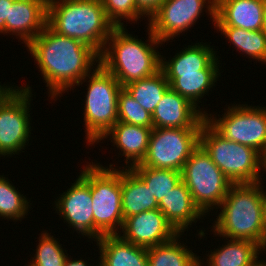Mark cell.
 <instances>
[{
	"mask_svg": "<svg viewBox=\"0 0 266 266\" xmlns=\"http://www.w3.org/2000/svg\"><path fill=\"white\" fill-rule=\"evenodd\" d=\"M27 47L52 99L75 88L73 86L83 80L96 63H100V56L93 48L55 32L48 24Z\"/></svg>",
	"mask_w": 266,
	"mask_h": 266,
	"instance_id": "6da1fadb",
	"label": "cell"
},
{
	"mask_svg": "<svg viewBox=\"0 0 266 266\" xmlns=\"http://www.w3.org/2000/svg\"><path fill=\"white\" fill-rule=\"evenodd\" d=\"M115 27L102 51L100 64L110 72L122 87L150 77L160 70L161 54L156 48L163 43L148 27V42L135 38L125 30ZM161 44V45H160ZM155 48V49H154Z\"/></svg>",
	"mask_w": 266,
	"mask_h": 266,
	"instance_id": "7a4b0ae2",
	"label": "cell"
},
{
	"mask_svg": "<svg viewBox=\"0 0 266 266\" xmlns=\"http://www.w3.org/2000/svg\"><path fill=\"white\" fill-rule=\"evenodd\" d=\"M218 208L221 211L212 227L216 236L256 242L266 251L261 181L232 184Z\"/></svg>",
	"mask_w": 266,
	"mask_h": 266,
	"instance_id": "3957f363",
	"label": "cell"
},
{
	"mask_svg": "<svg viewBox=\"0 0 266 266\" xmlns=\"http://www.w3.org/2000/svg\"><path fill=\"white\" fill-rule=\"evenodd\" d=\"M47 24L55 32L89 45L99 55L115 28L101 0H48Z\"/></svg>",
	"mask_w": 266,
	"mask_h": 266,
	"instance_id": "277c9868",
	"label": "cell"
},
{
	"mask_svg": "<svg viewBox=\"0 0 266 266\" xmlns=\"http://www.w3.org/2000/svg\"><path fill=\"white\" fill-rule=\"evenodd\" d=\"M94 68L76 85L88 82L83 115L89 146L98 142L118 122V93L122 88L100 63Z\"/></svg>",
	"mask_w": 266,
	"mask_h": 266,
	"instance_id": "5b68a950",
	"label": "cell"
},
{
	"mask_svg": "<svg viewBox=\"0 0 266 266\" xmlns=\"http://www.w3.org/2000/svg\"><path fill=\"white\" fill-rule=\"evenodd\" d=\"M199 145L232 184L262 181V155L251 147L225 139L206 120L200 131Z\"/></svg>",
	"mask_w": 266,
	"mask_h": 266,
	"instance_id": "8992f818",
	"label": "cell"
},
{
	"mask_svg": "<svg viewBox=\"0 0 266 266\" xmlns=\"http://www.w3.org/2000/svg\"><path fill=\"white\" fill-rule=\"evenodd\" d=\"M112 166L110 164L108 168L99 163L91 164L93 239L96 241L103 235H119L124 223L121 170Z\"/></svg>",
	"mask_w": 266,
	"mask_h": 266,
	"instance_id": "52a82bcc",
	"label": "cell"
},
{
	"mask_svg": "<svg viewBox=\"0 0 266 266\" xmlns=\"http://www.w3.org/2000/svg\"><path fill=\"white\" fill-rule=\"evenodd\" d=\"M181 180L205 217L210 210L215 207L218 209L232 185L200 145L191 153L183 166Z\"/></svg>",
	"mask_w": 266,
	"mask_h": 266,
	"instance_id": "ba28073f",
	"label": "cell"
},
{
	"mask_svg": "<svg viewBox=\"0 0 266 266\" xmlns=\"http://www.w3.org/2000/svg\"><path fill=\"white\" fill-rule=\"evenodd\" d=\"M201 128H152L142 166L181 172L199 146Z\"/></svg>",
	"mask_w": 266,
	"mask_h": 266,
	"instance_id": "9c48e42d",
	"label": "cell"
},
{
	"mask_svg": "<svg viewBox=\"0 0 266 266\" xmlns=\"http://www.w3.org/2000/svg\"><path fill=\"white\" fill-rule=\"evenodd\" d=\"M225 111L218 119L207 113L206 121L225 139L251 147L262 155L266 150V107L239 103L228 105Z\"/></svg>",
	"mask_w": 266,
	"mask_h": 266,
	"instance_id": "30bf717a",
	"label": "cell"
},
{
	"mask_svg": "<svg viewBox=\"0 0 266 266\" xmlns=\"http://www.w3.org/2000/svg\"><path fill=\"white\" fill-rule=\"evenodd\" d=\"M17 88V89H16ZM30 86H15L0 101V156L19 154L29 143L31 134ZM13 154V155H12Z\"/></svg>",
	"mask_w": 266,
	"mask_h": 266,
	"instance_id": "8fae6325",
	"label": "cell"
},
{
	"mask_svg": "<svg viewBox=\"0 0 266 266\" xmlns=\"http://www.w3.org/2000/svg\"><path fill=\"white\" fill-rule=\"evenodd\" d=\"M215 1L165 0L148 20V27L162 43L170 39L173 40L174 36L180 35V33L189 30L194 23L196 24L205 6L208 15L215 22Z\"/></svg>",
	"mask_w": 266,
	"mask_h": 266,
	"instance_id": "7c38bea8",
	"label": "cell"
},
{
	"mask_svg": "<svg viewBox=\"0 0 266 266\" xmlns=\"http://www.w3.org/2000/svg\"><path fill=\"white\" fill-rule=\"evenodd\" d=\"M81 171L71 187L54 201L55 208L70 228L93 240L91 162Z\"/></svg>",
	"mask_w": 266,
	"mask_h": 266,
	"instance_id": "4fadbf2b",
	"label": "cell"
},
{
	"mask_svg": "<svg viewBox=\"0 0 266 266\" xmlns=\"http://www.w3.org/2000/svg\"><path fill=\"white\" fill-rule=\"evenodd\" d=\"M122 236L126 242L150 248L173 240L179 233L159 209L144 211L124 220Z\"/></svg>",
	"mask_w": 266,
	"mask_h": 266,
	"instance_id": "5bb4252c",
	"label": "cell"
},
{
	"mask_svg": "<svg viewBox=\"0 0 266 266\" xmlns=\"http://www.w3.org/2000/svg\"><path fill=\"white\" fill-rule=\"evenodd\" d=\"M48 0H15L0 33L19 36L27 46L47 24Z\"/></svg>",
	"mask_w": 266,
	"mask_h": 266,
	"instance_id": "9a60e30c",
	"label": "cell"
},
{
	"mask_svg": "<svg viewBox=\"0 0 266 266\" xmlns=\"http://www.w3.org/2000/svg\"><path fill=\"white\" fill-rule=\"evenodd\" d=\"M206 114L170 88L152 113L153 128H202Z\"/></svg>",
	"mask_w": 266,
	"mask_h": 266,
	"instance_id": "2e32d148",
	"label": "cell"
},
{
	"mask_svg": "<svg viewBox=\"0 0 266 266\" xmlns=\"http://www.w3.org/2000/svg\"><path fill=\"white\" fill-rule=\"evenodd\" d=\"M214 27L262 30V0H216Z\"/></svg>",
	"mask_w": 266,
	"mask_h": 266,
	"instance_id": "e0dca14e",
	"label": "cell"
},
{
	"mask_svg": "<svg viewBox=\"0 0 266 266\" xmlns=\"http://www.w3.org/2000/svg\"><path fill=\"white\" fill-rule=\"evenodd\" d=\"M152 128L153 127L130 125L118 121L97 143L110 136L109 140L123 153L119 155L124 156V158L126 157L125 164L127 165L125 168H127V166L131 168L141 163L145 158Z\"/></svg>",
	"mask_w": 266,
	"mask_h": 266,
	"instance_id": "ac0fdd59",
	"label": "cell"
},
{
	"mask_svg": "<svg viewBox=\"0 0 266 266\" xmlns=\"http://www.w3.org/2000/svg\"><path fill=\"white\" fill-rule=\"evenodd\" d=\"M158 209L179 234H183L189 225L205 216L193 202L183 181L158 203Z\"/></svg>",
	"mask_w": 266,
	"mask_h": 266,
	"instance_id": "d6986e66",
	"label": "cell"
},
{
	"mask_svg": "<svg viewBox=\"0 0 266 266\" xmlns=\"http://www.w3.org/2000/svg\"><path fill=\"white\" fill-rule=\"evenodd\" d=\"M217 56L199 73H179V77H166L170 84V88L182 97L188 99L194 106L198 107V103L203 96L211 91V87L215 86L220 75L219 63ZM219 64V65H218Z\"/></svg>",
	"mask_w": 266,
	"mask_h": 266,
	"instance_id": "ffe728a7",
	"label": "cell"
},
{
	"mask_svg": "<svg viewBox=\"0 0 266 266\" xmlns=\"http://www.w3.org/2000/svg\"><path fill=\"white\" fill-rule=\"evenodd\" d=\"M96 242L100 266H148L147 249L126 242L119 235H103Z\"/></svg>",
	"mask_w": 266,
	"mask_h": 266,
	"instance_id": "44dd1931",
	"label": "cell"
},
{
	"mask_svg": "<svg viewBox=\"0 0 266 266\" xmlns=\"http://www.w3.org/2000/svg\"><path fill=\"white\" fill-rule=\"evenodd\" d=\"M121 197L124 220L144 211L158 209L155 196L145 182L128 167L121 169Z\"/></svg>",
	"mask_w": 266,
	"mask_h": 266,
	"instance_id": "7402d4cb",
	"label": "cell"
},
{
	"mask_svg": "<svg viewBox=\"0 0 266 266\" xmlns=\"http://www.w3.org/2000/svg\"><path fill=\"white\" fill-rule=\"evenodd\" d=\"M228 240L225 245L210 251L207 266H261L264 260H258L260 252L265 250L256 242L238 239ZM200 260V266L204 265Z\"/></svg>",
	"mask_w": 266,
	"mask_h": 266,
	"instance_id": "603a6c76",
	"label": "cell"
},
{
	"mask_svg": "<svg viewBox=\"0 0 266 266\" xmlns=\"http://www.w3.org/2000/svg\"><path fill=\"white\" fill-rule=\"evenodd\" d=\"M205 44L188 45L171 60L164 59L162 55L160 69L166 77H179V73H199L216 57L214 48Z\"/></svg>",
	"mask_w": 266,
	"mask_h": 266,
	"instance_id": "cb8c5ba5",
	"label": "cell"
},
{
	"mask_svg": "<svg viewBox=\"0 0 266 266\" xmlns=\"http://www.w3.org/2000/svg\"><path fill=\"white\" fill-rule=\"evenodd\" d=\"M180 235L183 234L167 243L148 248V266H200L199 256L180 243Z\"/></svg>",
	"mask_w": 266,
	"mask_h": 266,
	"instance_id": "d4e9b609",
	"label": "cell"
},
{
	"mask_svg": "<svg viewBox=\"0 0 266 266\" xmlns=\"http://www.w3.org/2000/svg\"><path fill=\"white\" fill-rule=\"evenodd\" d=\"M124 88L152 115L163 95L170 89V84L160 69L154 75L131 82Z\"/></svg>",
	"mask_w": 266,
	"mask_h": 266,
	"instance_id": "484cf974",
	"label": "cell"
},
{
	"mask_svg": "<svg viewBox=\"0 0 266 266\" xmlns=\"http://www.w3.org/2000/svg\"><path fill=\"white\" fill-rule=\"evenodd\" d=\"M232 43L237 51L244 52L256 62L266 64V34L263 30H246L237 27H215ZM237 47V48H236Z\"/></svg>",
	"mask_w": 266,
	"mask_h": 266,
	"instance_id": "4316f807",
	"label": "cell"
},
{
	"mask_svg": "<svg viewBox=\"0 0 266 266\" xmlns=\"http://www.w3.org/2000/svg\"><path fill=\"white\" fill-rule=\"evenodd\" d=\"M131 169L145 182L158 203L182 181L181 172L175 170L157 169L140 163Z\"/></svg>",
	"mask_w": 266,
	"mask_h": 266,
	"instance_id": "83f0119b",
	"label": "cell"
},
{
	"mask_svg": "<svg viewBox=\"0 0 266 266\" xmlns=\"http://www.w3.org/2000/svg\"><path fill=\"white\" fill-rule=\"evenodd\" d=\"M7 179L0 175V217L21 221L25 215H28L30 201Z\"/></svg>",
	"mask_w": 266,
	"mask_h": 266,
	"instance_id": "f1b7e54d",
	"label": "cell"
},
{
	"mask_svg": "<svg viewBox=\"0 0 266 266\" xmlns=\"http://www.w3.org/2000/svg\"><path fill=\"white\" fill-rule=\"evenodd\" d=\"M43 232L41 237L39 236L36 254L27 266H64L68 257L67 251L64 252L62 244H59L54 236L49 235L48 231Z\"/></svg>",
	"mask_w": 266,
	"mask_h": 266,
	"instance_id": "f546056e",
	"label": "cell"
},
{
	"mask_svg": "<svg viewBox=\"0 0 266 266\" xmlns=\"http://www.w3.org/2000/svg\"><path fill=\"white\" fill-rule=\"evenodd\" d=\"M118 121L130 125L153 127L152 115L122 87L118 93Z\"/></svg>",
	"mask_w": 266,
	"mask_h": 266,
	"instance_id": "4dcf8cb0",
	"label": "cell"
},
{
	"mask_svg": "<svg viewBox=\"0 0 266 266\" xmlns=\"http://www.w3.org/2000/svg\"><path fill=\"white\" fill-rule=\"evenodd\" d=\"M107 19L114 27H124L123 19L136 21L144 15L136 8L135 0H101Z\"/></svg>",
	"mask_w": 266,
	"mask_h": 266,
	"instance_id": "1f68e13d",
	"label": "cell"
},
{
	"mask_svg": "<svg viewBox=\"0 0 266 266\" xmlns=\"http://www.w3.org/2000/svg\"><path fill=\"white\" fill-rule=\"evenodd\" d=\"M165 0H135L136 8L149 20Z\"/></svg>",
	"mask_w": 266,
	"mask_h": 266,
	"instance_id": "d6a6232c",
	"label": "cell"
},
{
	"mask_svg": "<svg viewBox=\"0 0 266 266\" xmlns=\"http://www.w3.org/2000/svg\"><path fill=\"white\" fill-rule=\"evenodd\" d=\"M14 2L15 0H0V28L9 20V5Z\"/></svg>",
	"mask_w": 266,
	"mask_h": 266,
	"instance_id": "836d02e7",
	"label": "cell"
},
{
	"mask_svg": "<svg viewBox=\"0 0 266 266\" xmlns=\"http://www.w3.org/2000/svg\"><path fill=\"white\" fill-rule=\"evenodd\" d=\"M64 266H91V265H87V262L84 261L82 258L81 259H76V260H71L70 256L67 257V259L65 260Z\"/></svg>",
	"mask_w": 266,
	"mask_h": 266,
	"instance_id": "e575fe53",
	"label": "cell"
},
{
	"mask_svg": "<svg viewBox=\"0 0 266 266\" xmlns=\"http://www.w3.org/2000/svg\"><path fill=\"white\" fill-rule=\"evenodd\" d=\"M262 219L266 233V191L264 192L263 186H262Z\"/></svg>",
	"mask_w": 266,
	"mask_h": 266,
	"instance_id": "d590c367",
	"label": "cell"
},
{
	"mask_svg": "<svg viewBox=\"0 0 266 266\" xmlns=\"http://www.w3.org/2000/svg\"><path fill=\"white\" fill-rule=\"evenodd\" d=\"M12 86H1L0 85V101L13 89Z\"/></svg>",
	"mask_w": 266,
	"mask_h": 266,
	"instance_id": "8d00e7d4",
	"label": "cell"
},
{
	"mask_svg": "<svg viewBox=\"0 0 266 266\" xmlns=\"http://www.w3.org/2000/svg\"><path fill=\"white\" fill-rule=\"evenodd\" d=\"M263 1V32L266 34V0Z\"/></svg>",
	"mask_w": 266,
	"mask_h": 266,
	"instance_id": "74e56055",
	"label": "cell"
},
{
	"mask_svg": "<svg viewBox=\"0 0 266 266\" xmlns=\"http://www.w3.org/2000/svg\"><path fill=\"white\" fill-rule=\"evenodd\" d=\"M262 171H266V150L265 152L262 154Z\"/></svg>",
	"mask_w": 266,
	"mask_h": 266,
	"instance_id": "f35d334b",
	"label": "cell"
}]
</instances>
